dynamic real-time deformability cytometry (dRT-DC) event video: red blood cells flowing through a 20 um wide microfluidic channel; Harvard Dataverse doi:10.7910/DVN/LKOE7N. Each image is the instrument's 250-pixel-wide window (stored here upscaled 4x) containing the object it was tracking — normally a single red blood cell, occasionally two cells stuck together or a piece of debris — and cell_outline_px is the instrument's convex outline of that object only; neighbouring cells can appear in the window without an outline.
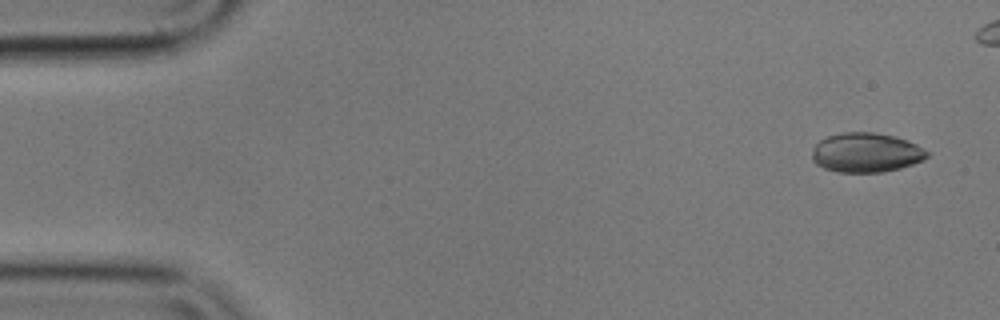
{"species": "common noctule bat (a hibernating species)", "species_latin": "Nyctalus noctula", "temperature_condition": "cold", "stored_images_in_passage": 50, "camera_frame_rate_fps": 3000, "um_per_image_px": 0.085, "animal": {"sex": "male", "body_mass_g": 17.9}, "frame": {"image": 1, "passage_image": 3, "time_ms": 0.667, "image_size_px": [1000, 320], "cell_outline_px": [[928, 156], [924, 160], [900, 168], [884, 172], [836, 172], [824, 168], [816, 164], [812, 160], [812, 148], [820, 140], [828, 136], [844, 132], [876, 132], [892, 136], [916, 144], [928, 152]], "centroid_in_image_um": [73.59, 12.98], "position_along_channel_um": 11.4, "area_um2": 26.41}}
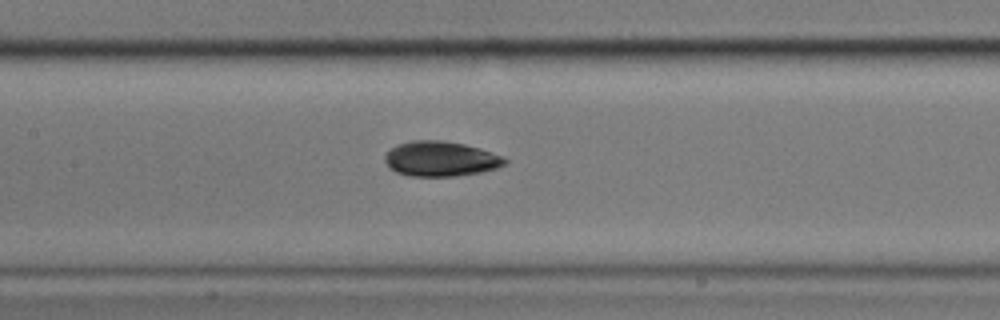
{"frame": {"image": 2, "passage_image": 26, "time_ms": 8.333, "image_size_px": [1000, 320], "cell_outline_px": [[508, 164], [496, 168], [480, 172], [456, 176], [412, 176], [396, 172], [384, 160], [384, 156], [396, 144], [412, 140], [444, 140], [464, 144], [480, 148], [504, 156], [508, 160]], "centroid_in_image_um": [37.5, 13.49], "position_along_channel_um": 169.9, "area_um2": 24.57}}
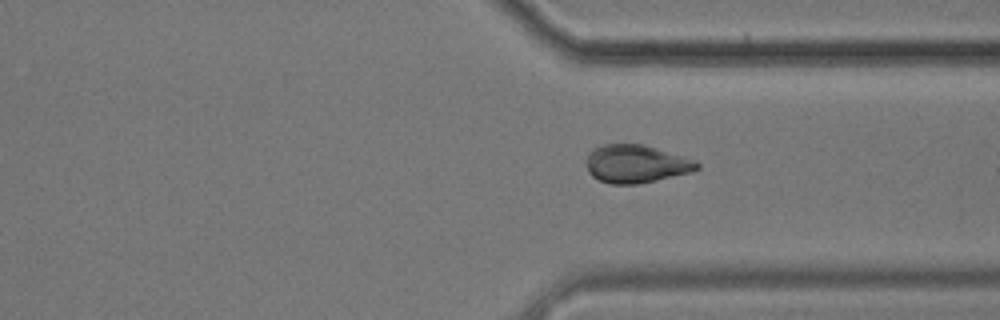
{"frame": {"image": 3, "passage_image": 42, "time_ms": 13.667, "image_size_px": [1000, 320], "cell_outline_px": [[700, 168], [692, 172], [656, 180], [636, 184], [612, 184], [600, 180], [592, 176], [588, 172], [588, 156], [596, 148], [604, 144], [644, 144], [684, 156], [700, 164]], "centroid_in_image_um": [54.11, 13.93], "position_along_channel_um": 357.3, "area_um2": 24.22}}